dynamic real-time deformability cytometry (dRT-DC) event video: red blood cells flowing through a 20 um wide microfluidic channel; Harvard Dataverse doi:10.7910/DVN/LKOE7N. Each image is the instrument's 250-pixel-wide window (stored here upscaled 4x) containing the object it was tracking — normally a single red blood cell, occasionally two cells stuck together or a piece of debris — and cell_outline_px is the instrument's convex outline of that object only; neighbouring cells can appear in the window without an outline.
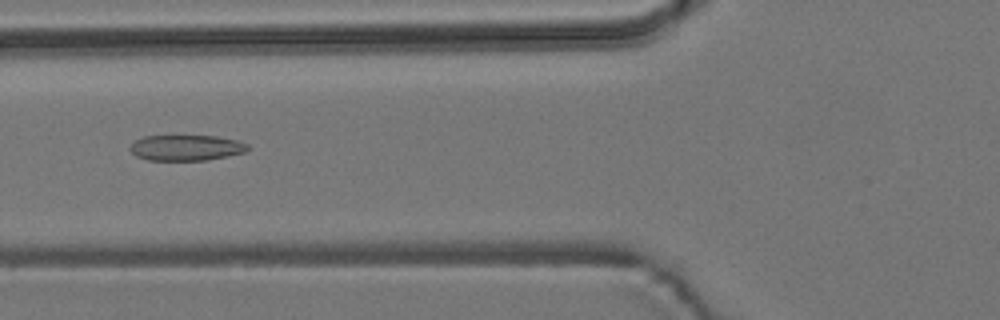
{"species": "common noctule bat (a hibernating species)", "species_latin": "Nyctalus noctula", "temperature_condition": "room temperature", "stored_images_in_passage": 50, "camera_frame_rate_fps": 3000, "um_per_image_px": 0.085, "animal": {"sex": "male", "body_mass_g": 19.2, "forearm_length_mm": 51.8}, "frame": {"image": 1, "passage_image": 21, "time_ms": 6.667, "image_size_px": [1000, 320], "cell_outline_px": [[248, 148], [244, 152], [228, 156], [208, 160], [148, 160], [136, 156], [128, 148], [136, 140], [144, 136], [216, 136], [236, 140], [248, 144]], "centroid_in_image_um": [15.81, 12.56], "position_along_channel_um": 110.0, "area_um2": 17.51}}
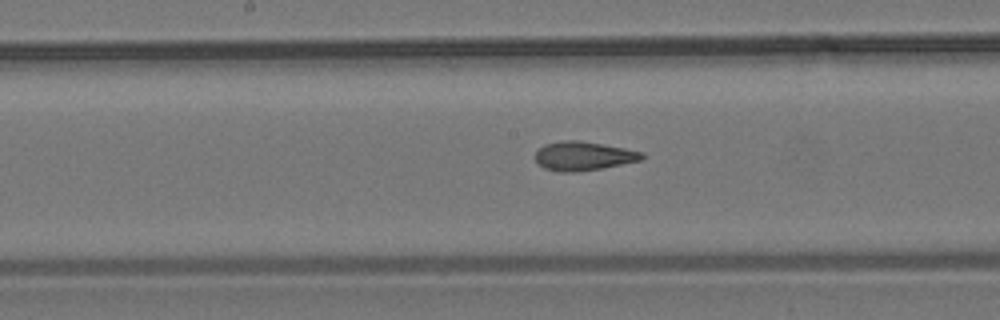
{"frame": {"image": 2, "passage_image": 28, "time_ms": 9.0, "image_size_px": [1000, 320], "cell_outline_px": [[644, 156], [640, 160], [600, 168], [576, 172], [556, 172], [544, 168], [536, 160], [536, 152], [544, 144], [564, 140], [580, 140], [624, 148], [644, 152]], "centroid_in_image_um": [49.57, 13.25], "position_along_channel_um": 198.6, "area_um2": 17.8}}
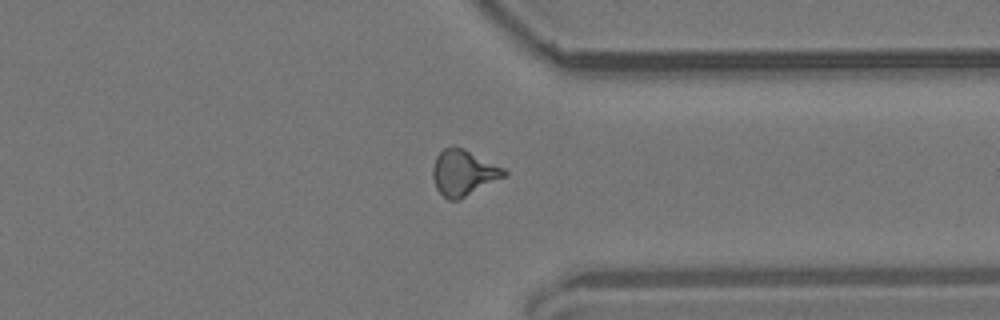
{"frame": {"image": 3, "passage_image": 42, "time_ms": 13.667, "image_size_px": [1000, 320], "cell_outline_px": [[508, 176], [456, 200], [448, 200], [436, 188], [432, 176], [432, 168], [436, 156], [444, 148], [452, 144], [456, 144], [504, 168], [508, 172]], "centroid_in_image_um": [39.4, 14.65], "position_along_channel_um": 372.0, "area_um2": 19.19}, "authors_computed_cell_mechanics": {"area_um2": 18.2937, "velocity_mm_per_s": 3.7766, "shape_relaxation_time_tau1_ms": null, "shape_relaxation_time_tau2_ms": 1.8924, "deformation_change_tau1": null, "deformation_change_tau2": 0.0888}}